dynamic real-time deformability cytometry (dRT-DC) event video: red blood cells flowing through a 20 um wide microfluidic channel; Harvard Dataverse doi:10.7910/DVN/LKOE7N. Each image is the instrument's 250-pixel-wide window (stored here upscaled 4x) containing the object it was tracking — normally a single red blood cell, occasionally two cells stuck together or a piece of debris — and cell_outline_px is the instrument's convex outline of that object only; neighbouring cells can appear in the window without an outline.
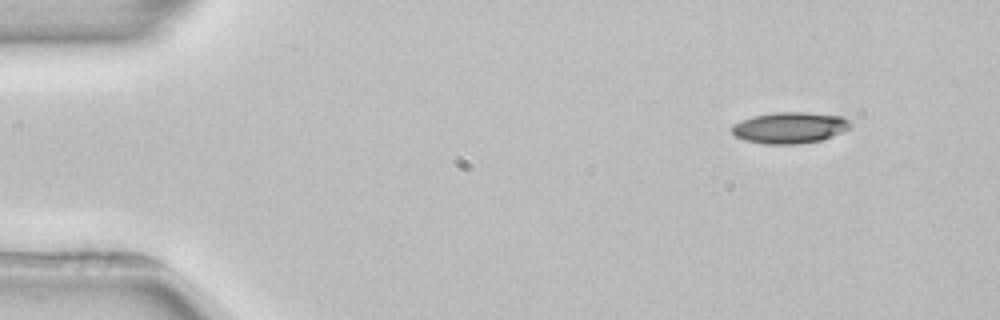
{"species": "common noctule bat (a hibernating species)", "species_latin": "Nyctalus noctula", "temperature_condition": "room temperature", "stored_images_in_passage": 3, "camera_frame_rate_fps": 3000, "um_per_image_px": 0.085, "animal": {"sex": "female", "body_mass_g": 22.7, "forearm_length_mm": 54.2}, "frame": {"image": 1, "passage_image": 1, "time_ms": 0.0, "image_size_px": [1000, 320], "cell_outline_px": [[852, 124], [848, 128], [840, 132], [820, 140], [800, 144], [764, 144], [744, 140], [736, 136], [732, 132], [732, 124], [740, 120], [752, 116], [772, 112], [808, 112], [844, 116]], "centroid_in_image_um": [67.09, 10.84], "position_along_channel_um": 17.9, "area_um2": 21.68}}
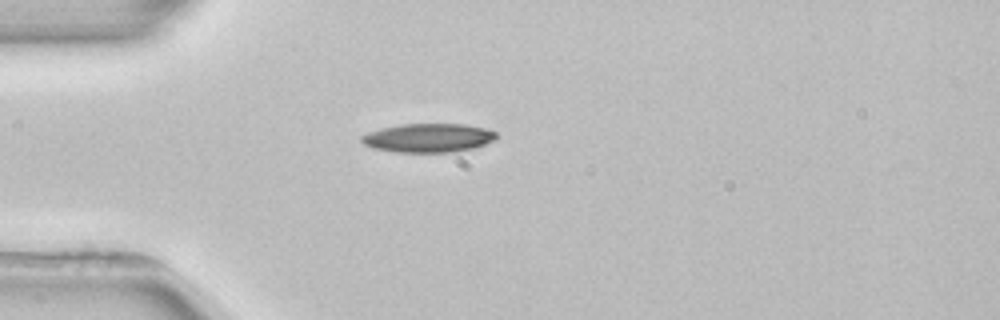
{"frame": {"image": 2, "passage_image": 3, "time_ms": 3.0, "image_size_px": [1000, 320], "cell_outline_px": [[496, 140], [476, 148], [452, 152], [396, 152], [372, 148], [364, 144], [360, 140], [360, 136], [368, 132], [400, 124], [464, 124], [488, 128], [496, 132]], "centroid_in_image_um": [36.44, 11.72], "position_along_channel_um": 48.6, "area_um2": 22.83}}